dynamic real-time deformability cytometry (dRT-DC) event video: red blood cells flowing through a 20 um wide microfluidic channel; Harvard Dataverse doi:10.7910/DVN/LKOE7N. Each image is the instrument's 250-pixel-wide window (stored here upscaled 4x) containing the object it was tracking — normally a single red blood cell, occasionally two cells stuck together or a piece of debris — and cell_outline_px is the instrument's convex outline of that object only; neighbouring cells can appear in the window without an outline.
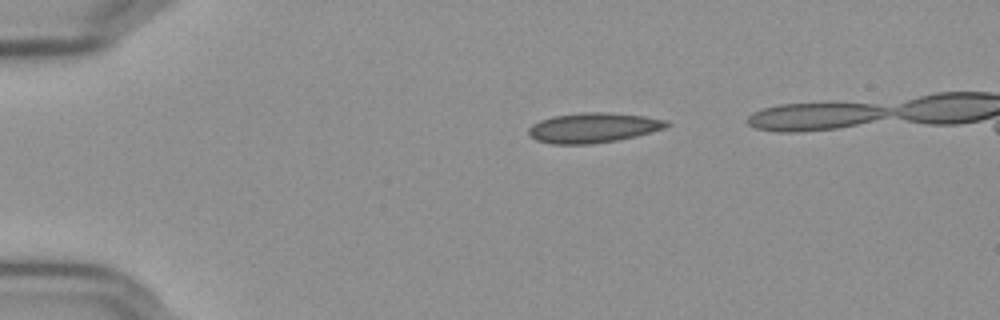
{"species": "Egyptian fruit bat (a non-hibernating species)", "species_latin": "Rousettus aegyptiacus", "temperature_condition": "cold", "stored_images_in_passage": 40, "camera_frame_rate_fps": 3000, "um_per_image_px": 0.085, "frame": {"image": 1, "passage_image": 1, "time_ms": 0.0, "image_size_px": [1000, 320], "cell_outline_px": [[672, 124], [664, 128], [636, 136], [616, 140], [592, 144], [552, 144], [536, 140], [528, 136], [528, 128], [532, 124], [540, 120], [552, 116], [580, 112], [612, 112], [644, 116], [668, 120]], "centroid_in_image_um": [50.4, 10.85], "position_along_channel_um": 34.6, "area_um2": 24.33}}
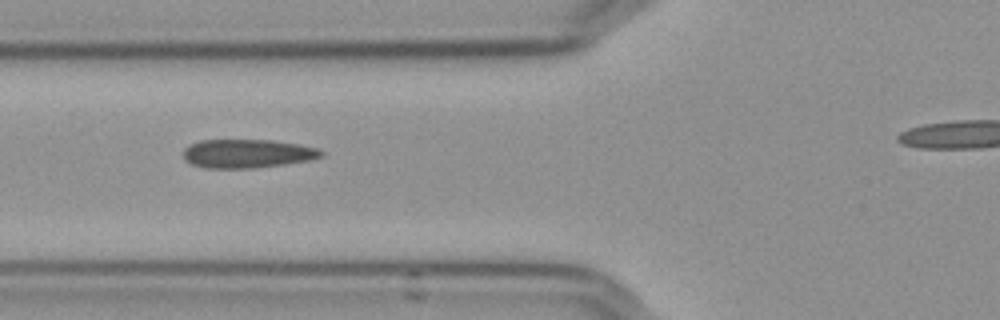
{"frame": {"image": 2, "passage_image": 11, "time_ms": 3.333, "image_size_px": [1000, 320], "cell_outline_px": [[324, 156], [308, 160], [284, 164], [252, 168], [204, 168], [192, 164], [184, 160], [184, 148], [188, 144], [200, 140], [272, 140], [300, 144], [316, 148], [324, 152]], "centroid_in_image_um": [21.0, 13.05], "position_along_channel_um": 104.8, "area_um2": 23.12}}
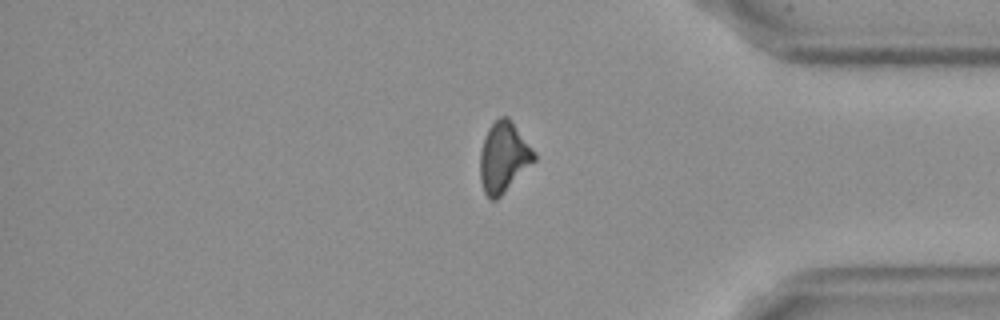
{"frame": {"image": 3, "passage_image": 36, "time_ms": 11.667, "image_size_px": [1000, 320], "cell_outline_px": [[536, 160], [496, 200], [488, 200], [484, 192], [480, 180], [480, 152], [484, 136], [488, 128], [500, 116], [508, 116], [536, 152]], "centroid_in_image_um": [42.8, 13.36], "position_along_channel_um": 392.4, "area_um2": 22.25}}